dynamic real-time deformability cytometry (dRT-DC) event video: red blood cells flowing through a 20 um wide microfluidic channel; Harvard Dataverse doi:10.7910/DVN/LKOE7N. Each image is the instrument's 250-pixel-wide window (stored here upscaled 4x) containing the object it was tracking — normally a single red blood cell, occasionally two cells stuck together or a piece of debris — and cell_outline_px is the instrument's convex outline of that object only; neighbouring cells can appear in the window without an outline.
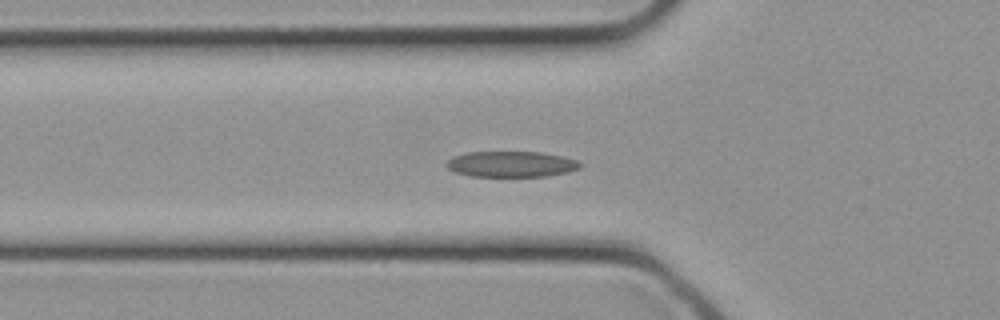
{"species": "common noctule bat (a hibernating species)", "species_latin": "Nyctalus noctula", "temperature_condition": "cold", "stored_images_in_passage": 21, "camera_frame_rate_fps": 3000, "um_per_image_px": 0.085, "animal": {"sex": "female", "body_mass_g": 21.9}, "frame": {"image": 1, "passage_image": 2, "time_ms": 0.333, "image_size_px": [1000, 320], "cell_outline_px": [[584, 164], [580, 168], [568, 172], [544, 176], [472, 176], [456, 172], [448, 168], [444, 164], [452, 156], [464, 152], [540, 152], [564, 156], [576, 160]], "centroid_in_image_um": [43.46, 13.94], "position_along_channel_um": 82.3, "area_um2": 20.17}}
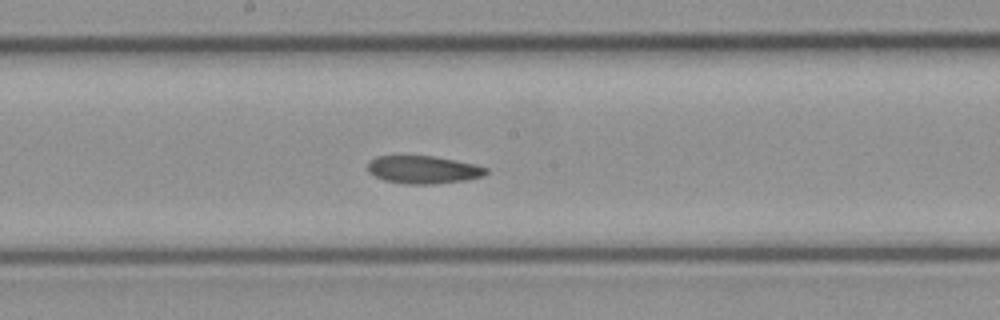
{"frame": {"image": 2, "passage_image": 8, "time_ms": 2.333, "image_size_px": [1000, 320], "cell_outline_px": [[488, 172], [484, 176], [464, 180], [432, 184], [408, 184], [384, 180], [368, 172], [368, 160], [376, 156], [432, 156], [476, 164], [488, 168]], "centroid_in_image_um": [35.98, 14.42], "position_along_channel_um": 212.2, "area_um2": 19.13}}
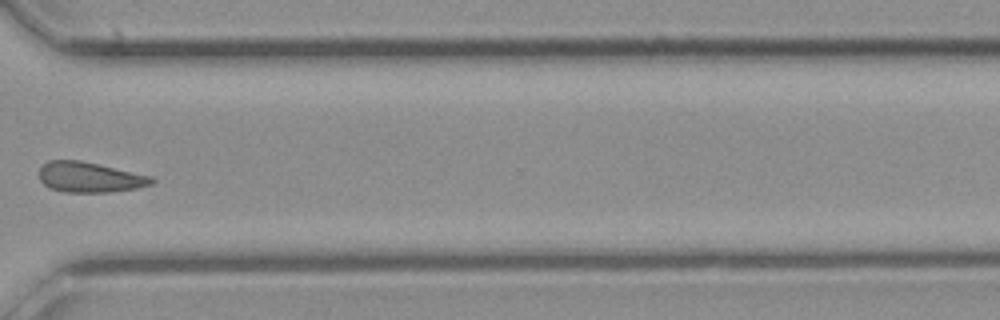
{"frame": {"image": 3, "passage_image": 15, "time_ms": 4.667, "image_size_px": [1000, 320], "cell_outline_px": [[156, 180], [152, 184], [136, 188], [108, 192], [64, 192], [52, 188], [44, 184], [40, 180], [40, 168], [48, 160], [80, 160], [152, 176]], "centroid_in_image_um": [7.64, 15.06], "position_along_channel_um": 363.0, "area_um2": 19.71}}